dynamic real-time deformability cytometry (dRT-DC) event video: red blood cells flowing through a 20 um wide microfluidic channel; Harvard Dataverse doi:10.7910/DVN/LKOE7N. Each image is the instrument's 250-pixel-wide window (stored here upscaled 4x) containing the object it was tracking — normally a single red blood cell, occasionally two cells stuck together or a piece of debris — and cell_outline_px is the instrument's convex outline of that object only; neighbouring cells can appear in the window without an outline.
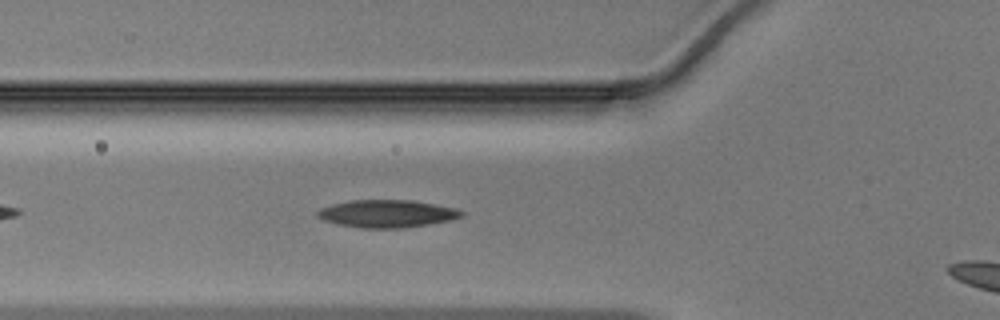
{"species": "Egyptian fruit bat (a non-hibernating species)", "species_latin": "Rousettus aegyptiacus", "temperature_condition": "warm", "stored_images_in_passage": 32, "camera_frame_rate_fps": 3000, "um_per_image_px": 0.085, "animal": {"sex": "male"}, "frame": {"image": 1, "passage_image": 6, "time_ms": 1.667, "image_size_px": [1000, 320], "cell_outline_px": [[464, 216], [452, 220], [428, 224], [400, 228], [360, 228], [336, 224], [324, 220], [316, 216], [316, 212], [320, 208], [332, 204], [352, 200], [412, 200], [456, 208], [464, 212]], "centroid_in_image_um": [32.88, 18.16], "position_along_channel_um": 92.9, "area_um2": 23.24}}
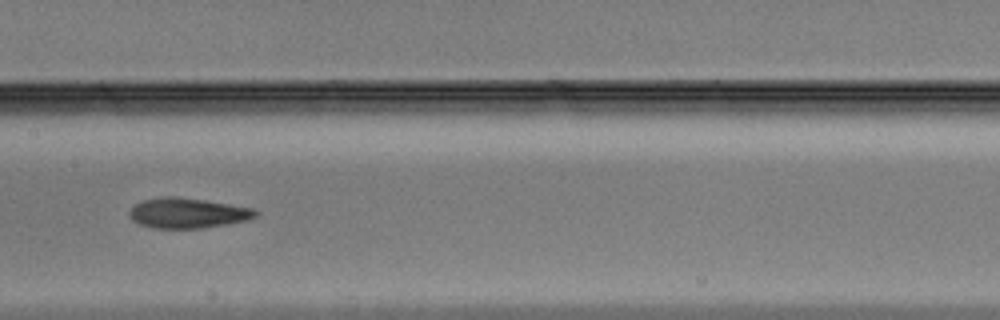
{"frame": {"image": 2, "passage_image": 13, "time_ms": 4.0, "image_size_px": [1000, 320], "cell_outline_px": [[260, 212], [256, 216], [248, 220], [228, 224], [204, 228], [152, 228], [140, 224], [132, 220], [128, 216], [128, 212], [136, 204], [144, 200], [164, 196], [168, 196], [204, 200], [252, 208]], "centroid_in_image_um": [15.95, 18.12], "position_along_channel_um": 191.4, "area_um2": 22.08}}
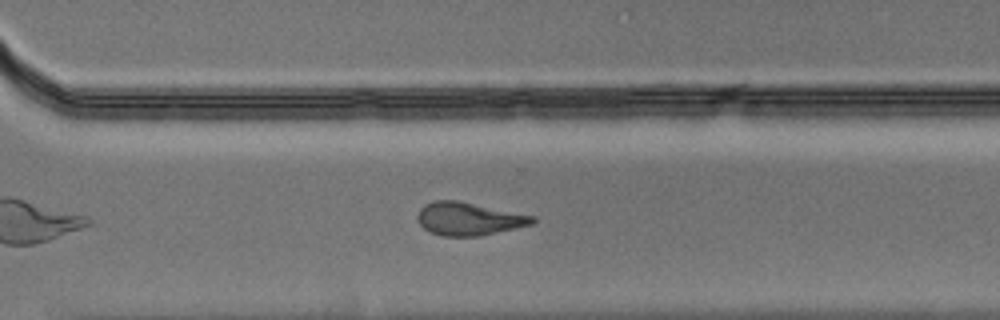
{"frame": {"image": 3, "passage_image": 23, "time_ms": 7.333, "image_size_px": [1000, 320], "cell_outline_px": [[536, 220], [532, 224], [516, 228], [480, 236], [440, 236], [428, 232], [416, 220], [416, 216], [420, 208], [424, 204], [436, 200], [460, 200], [536, 216]], "centroid_in_image_um": [39.83, 18.59], "position_along_channel_um": 330.8, "area_um2": 22.48}}